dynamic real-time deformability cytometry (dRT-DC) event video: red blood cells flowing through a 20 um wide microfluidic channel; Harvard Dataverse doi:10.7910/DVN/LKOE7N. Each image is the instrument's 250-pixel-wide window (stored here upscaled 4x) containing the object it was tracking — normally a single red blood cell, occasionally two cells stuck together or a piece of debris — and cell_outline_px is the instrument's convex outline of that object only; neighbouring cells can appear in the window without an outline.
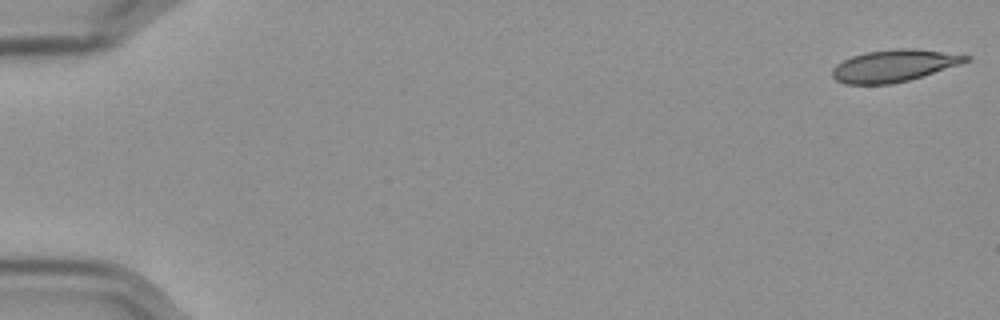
{"species": "Egyptian fruit bat (a non-hibernating species)", "species_latin": "Rousettus aegyptiacus", "temperature_condition": "cold", "stored_images_in_passage": 57, "camera_frame_rate_fps": 3000, "um_per_image_px": 0.085, "frame": {"image": 1, "passage_image": 1, "time_ms": 0.0, "image_size_px": [1000, 320], "cell_outline_px": [[972, 56], [968, 60], [960, 64], [908, 80], [892, 84], [844, 84], [836, 80], [832, 76], [832, 68], [836, 64], [852, 56], [864, 52], [896, 48], [916, 48]], "centroid_in_image_um": [75.95, 5.58], "position_along_channel_um": 9.1, "area_um2": 24.85}}
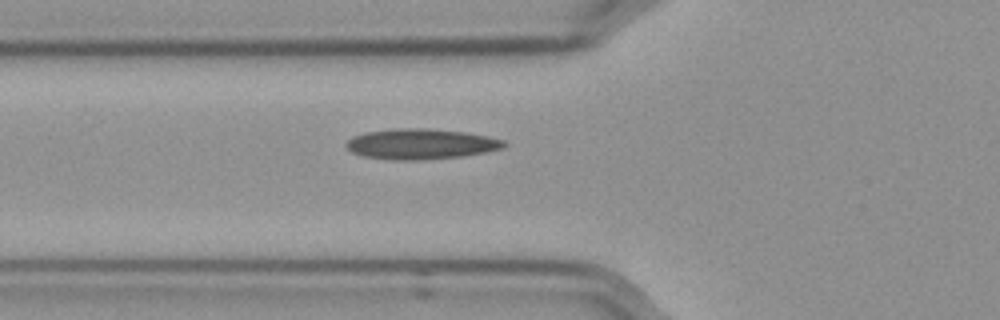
{"frame": {"image": 2, "passage_image": 21, "time_ms": 6.667, "image_size_px": [1000, 320], "cell_outline_px": [[508, 144], [500, 148], [488, 152], [460, 156], [420, 160], [392, 160], [364, 156], [352, 152], [344, 144], [352, 136], [364, 132], [392, 128], [428, 128], [464, 132], [488, 136], [504, 140]], "centroid_in_image_um": [35.75, 12.23], "position_along_channel_um": 90.1, "area_um2": 28.09}}
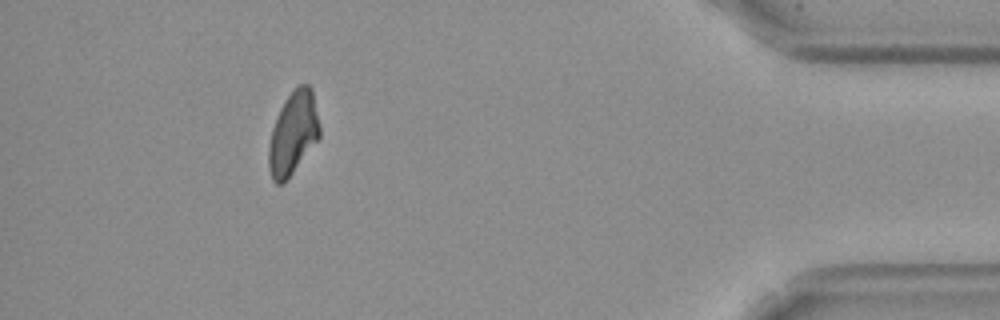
{"frame": {"image": 3, "passage_image": 52, "time_ms": 17.0, "image_size_px": [1000, 320], "cell_outline_px": [[320, 136], [284, 184], [276, 184], [272, 180], [268, 168], [268, 148], [272, 128], [280, 108], [284, 100], [300, 84], [308, 84], [312, 88], [320, 128]], "centroid_in_image_um": [24.9, 11.35], "position_along_channel_um": 410.3, "area_um2": 24.51}, "authors_computed_cell_mechanics": {"area_um2": 25.6632, "velocity_mm_per_s": 3.5771, "shape_relaxation_time_tau1_ms": null, "shape_relaxation_time_tau2_ms": 5.473, "deformation_change_tau1": null, "deformation_change_tau2": 0.1459}}